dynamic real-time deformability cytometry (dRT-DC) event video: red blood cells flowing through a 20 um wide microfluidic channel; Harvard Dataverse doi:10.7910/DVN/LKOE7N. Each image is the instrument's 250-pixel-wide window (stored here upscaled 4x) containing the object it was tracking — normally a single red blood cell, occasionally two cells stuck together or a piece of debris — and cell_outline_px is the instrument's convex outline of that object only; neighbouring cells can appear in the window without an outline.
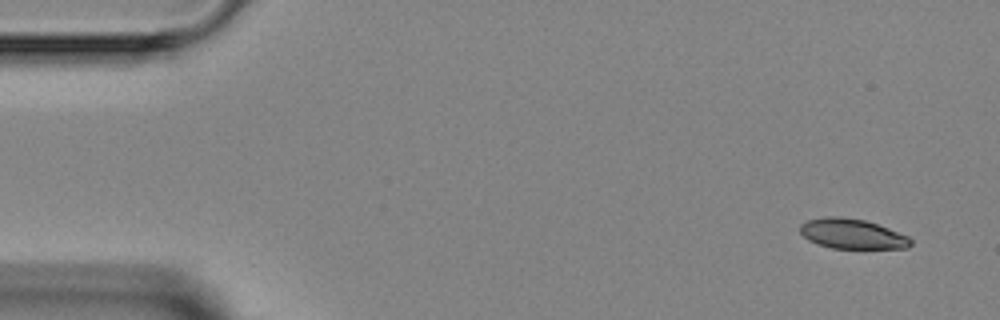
{"species": "Egyptian fruit bat (a non-hibernating species)", "species_latin": "Rousettus aegyptiacus", "temperature_condition": "room temperature", "stored_images_in_passage": 3, "camera_frame_rate_fps": 3000, "um_per_image_px": 0.085, "animal": {"sex": "female"}, "frame": {"image": 1, "passage_image": 1, "time_ms": 0.0, "image_size_px": [1000, 320], "cell_outline_px": [[912, 244], [908, 248], [832, 248], [808, 240], [800, 232], [800, 224], [808, 220], [824, 216], [840, 216], [864, 220], [888, 228], [908, 236], [912, 240]], "centroid_in_image_um": [72.43, 19.87], "position_along_channel_um": 12.6, "area_um2": 19.19}}
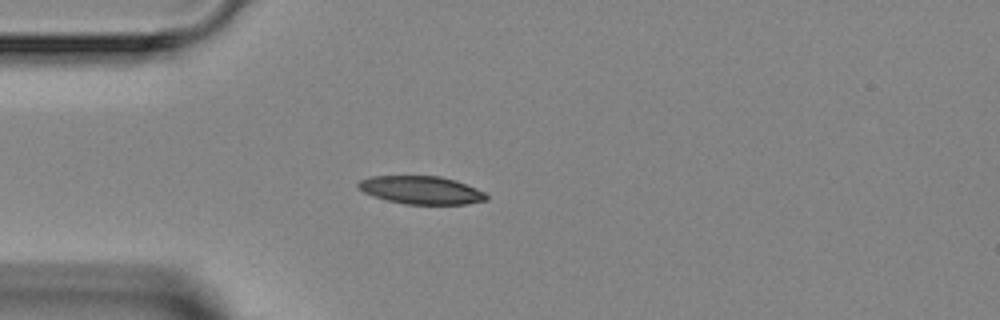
{"frame": {"image": 2, "passage_image": 3, "time_ms": 3.333, "image_size_px": [1000, 320], "cell_outline_px": [[488, 200], [468, 204], [408, 204], [388, 200], [364, 192], [356, 184], [360, 180], [372, 176], [440, 176], [456, 180], [476, 188], [484, 192], [488, 196]], "centroid_in_image_um": [35.86, 16.15], "position_along_channel_um": 49.1, "area_um2": 20.75}}